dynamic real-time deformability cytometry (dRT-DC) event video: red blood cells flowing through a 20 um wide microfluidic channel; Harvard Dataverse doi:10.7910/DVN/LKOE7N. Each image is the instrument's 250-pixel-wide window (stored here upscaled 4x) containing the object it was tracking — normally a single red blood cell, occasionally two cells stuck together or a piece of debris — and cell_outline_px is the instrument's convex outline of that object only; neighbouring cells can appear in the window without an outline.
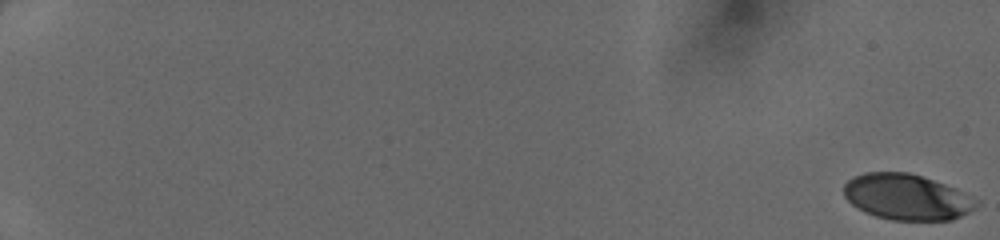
{"species": "human", "species_latin": "Homo sapiens", "temperature_condition": "cold", "stored_images_in_passage": 22, "camera_frame_rate_fps": 3000, "um_per_image_px": 0.085, "donor": {"sex": "female"}, "frame": {"image": 1, "passage_image": 1, "time_ms": 0.0, "image_size_px": [1000, 240], "cell_outline_px": [[980, 204], [976, 208], [952, 220], [892, 220], [876, 216], [864, 212], [852, 204], [844, 196], [844, 184], [852, 176], [864, 172], [908, 172], [956, 188], [980, 200]], "centroid_in_image_um": [77.09, 16.74], "position_along_channel_um": 7.9, "area_um2": 35.55}}
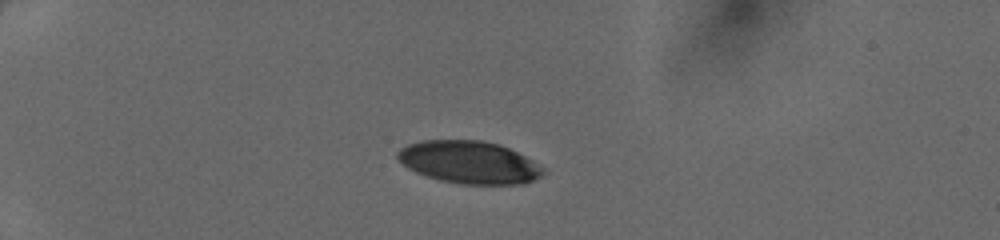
{"frame": {"image": 2, "passage_image": 16, "time_ms": 5.0, "image_size_px": [1000, 240], "cell_outline_px": [[544, 172], [540, 176], [524, 184], [460, 184], [440, 180], [416, 172], [408, 168], [396, 156], [396, 152], [400, 148], [408, 144], [420, 140], [480, 140], [500, 144], [532, 160], [544, 168]], "centroid_in_image_um": [39.86, 13.79], "position_along_channel_um": 45.1, "area_um2": 35.95}}
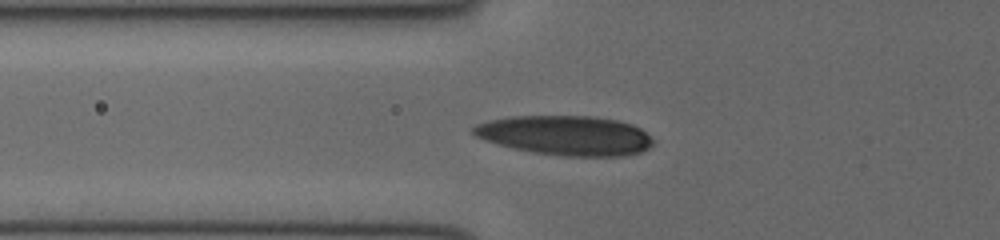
{"frame": {"image": 3, "passage_image": 22, "time_ms": 7.0, "image_size_px": [1000, 240], "cell_outline_px": [[652, 144], [648, 148], [640, 152], [624, 156], [564, 156], [532, 152], [512, 148], [484, 140], [476, 136], [472, 132], [472, 128], [476, 124], [488, 120], [508, 116], [592, 116], [616, 120], [632, 124], [640, 128], [652, 140]], "centroid_in_image_um": [48.03, 11.51], "position_along_channel_um": 77.8, "area_um2": 41.44}}